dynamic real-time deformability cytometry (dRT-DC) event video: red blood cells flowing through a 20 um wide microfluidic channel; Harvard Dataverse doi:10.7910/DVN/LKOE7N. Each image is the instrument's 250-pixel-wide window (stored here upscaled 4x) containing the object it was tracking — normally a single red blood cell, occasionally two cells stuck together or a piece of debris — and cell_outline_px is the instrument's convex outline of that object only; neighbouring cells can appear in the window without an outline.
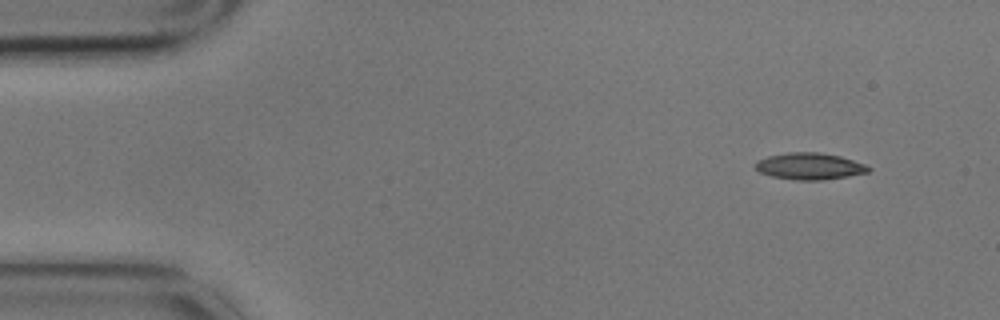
{"species": "common noctule bat (a hibernating species)", "species_latin": "Nyctalus noctula", "temperature_condition": "cold", "stored_images_in_passage": 2, "camera_frame_rate_fps": 3000, "um_per_image_px": 0.085, "animal": {"sex": "male", "body_mass_g": 17.9}, "frame": {"image": 1, "passage_image": 1, "time_ms": 0.0, "image_size_px": [1000, 320], "cell_outline_px": [[872, 168], [868, 172], [848, 176], [820, 180], [796, 180], [772, 176], [760, 172], [756, 168], [756, 160], [768, 156], [788, 152], [820, 152], [840, 156], [864, 164]], "centroid_in_image_um": [68.81, 14.12], "position_along_channel_um": 16.2, "area_um2": 17.46}}